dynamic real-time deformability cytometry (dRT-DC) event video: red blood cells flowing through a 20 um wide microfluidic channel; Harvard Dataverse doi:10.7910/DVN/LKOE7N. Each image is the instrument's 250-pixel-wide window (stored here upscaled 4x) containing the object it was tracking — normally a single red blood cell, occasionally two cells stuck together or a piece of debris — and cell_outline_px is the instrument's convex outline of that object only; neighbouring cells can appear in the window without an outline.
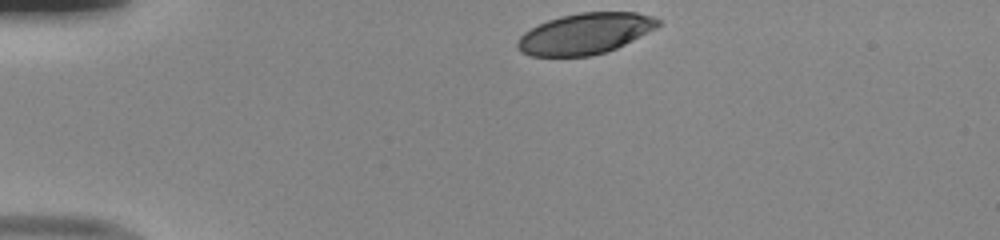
{"species": "human", "species_latin": "Homo sapiens", "temperature_condition": "room temperature", "stored_images_in_passage": 33, "camera_frame_rate_fps": 3000, "um_per_image_px": 0.085, "donor": {"sex": "male"}, "frame": {"image": 1, "passage_image": 1, "time_ms": 0.0, "image_size_px": [1000, 240], "cell_outline_px": [[660, 24], [656, 28], [616, 48], [592, 56], [532, 56], [520, 52], [516, 44], [520, 36], [524, 32], [548, 20], [560, 16], [580, 12], [636, 12], [652, 16], [660, 20]], "centroid_in_image_um": [49.72, 2.85], "position_along_channel_um": 35.3, "area_um2": 33.35}}
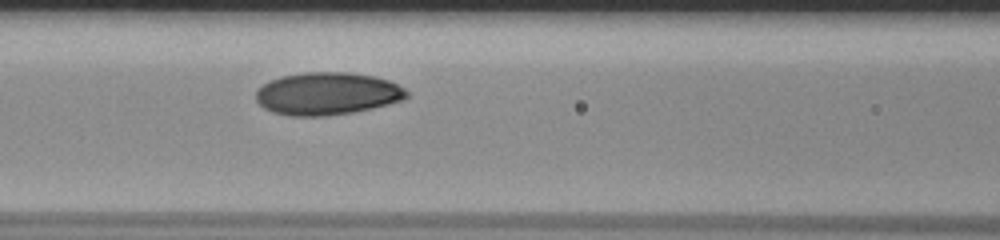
{"frame": {"image": 2, "passage_image": 13, "time_ms": 4.0, "image_size_px": [1000, 240], "cell_outline_px": [[408, 96], [404, 100], [372, 108], [352, 112], [328, 116], [288, 116], [272, 112], [264, 108], [256, 100], [256, 92], [264, 84], [280, 76], [304, 72], [348, 72], [372, 76], [388, 80], [404, 88], [408, 92]], "centroid_in_image_um": [27.81, 7.96], "position_along_channel_um": 138.8, "area_um2": 37.4}}
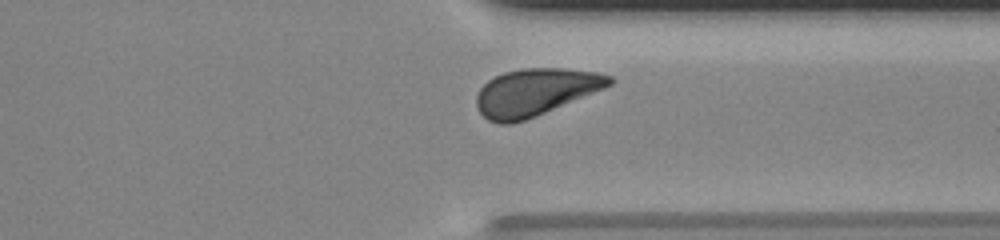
{"frame": {"image": 3, "passage_image": 30, "time_ms": 9.667, "image_size_px": [1000, 240], "cell_outline_px": [[616, 80], [612, 84], [604, 88], [536, 116], [512, 124], [500, 124], [488, 120], [480, 112], [476, 104], [476, 96], [480, 88], [488, 80], [504, 72], [524, 68], [564, 68], [596, 72], [612, 76]], "centroid_in_image_um": [45.5, 7.83], "position_along_channel_um": 365.9, "area_um2": 36.36}, "authors_computed_cell_mechanics": {"area_um2": 36.414, "velocity_mm_per_s": 4.0062, "shape_relaxation_time_tau1_ms": 2.0009, "shape_relaxation_time_tau2_ms": null, "deformation_change_tau1": 0.0953, "deformation_change_tau2": null}}